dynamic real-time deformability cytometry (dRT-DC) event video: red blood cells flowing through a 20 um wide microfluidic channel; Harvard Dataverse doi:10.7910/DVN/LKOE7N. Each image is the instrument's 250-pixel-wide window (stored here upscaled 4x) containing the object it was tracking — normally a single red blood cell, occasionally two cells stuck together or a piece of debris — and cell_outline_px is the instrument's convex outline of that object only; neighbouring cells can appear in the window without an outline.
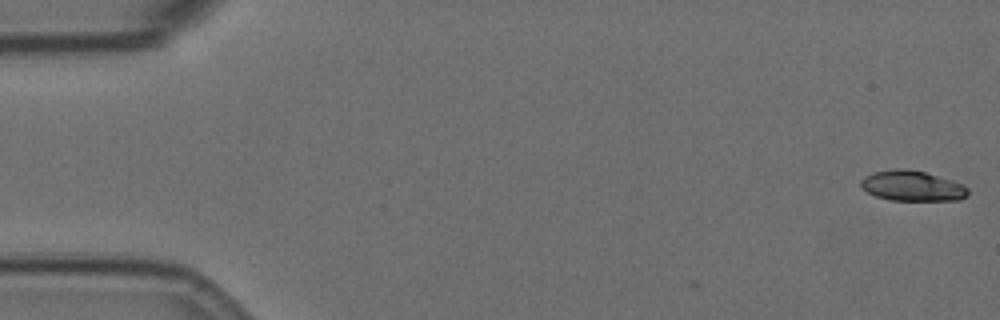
{"species": "Egyptian fruit bat (a non-hibernating species)", "species_latin": "Rousettus aegyptiacus", "temperature_condition": "room temperature", "stored_images_in_passage": 5, "camera_frame_rate_fps": 3000, "um_per_image_px": 0.085, "animal": {"sex": "female"}, "frame": {"image": 1, "passage_image": 1, "time_ms": 0.0, "image_size_px": [1000, 320], "cell_outline_px": [[968, 196], [960, 200], [892, 200], [876, 196], [860, 188], [860, 180], [864, 176], [872, 172], [896, 168], [908, 168], [924, 172], [952, 180], [964, 184], [968, 188]], "centroid_in_image_um": [77.53, 15.79], "position_along_channel_um": 7.5, "area_um2": 19.13}}